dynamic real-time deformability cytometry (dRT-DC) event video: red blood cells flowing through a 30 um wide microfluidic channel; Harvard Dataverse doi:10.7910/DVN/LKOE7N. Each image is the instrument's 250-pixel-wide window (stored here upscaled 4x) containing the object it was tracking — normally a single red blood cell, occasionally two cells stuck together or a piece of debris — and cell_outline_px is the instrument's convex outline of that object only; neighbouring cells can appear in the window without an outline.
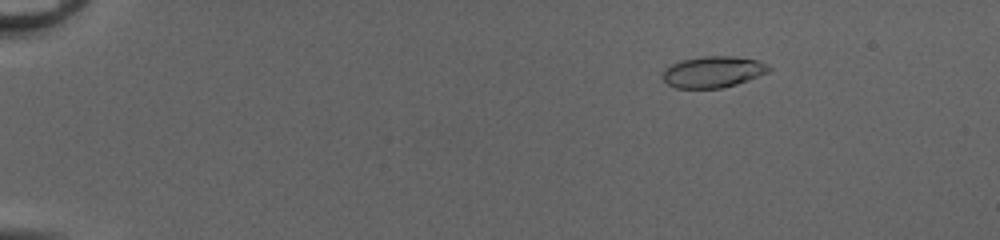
{"species": "common noctule bat (a hibernating species)", "species_latin": "Nyctalus noctula", "temperature_condition": "cold", "stored_images_in_passage": 52, "camera_frame_rate_fps": 3000, "um_per_image_px": 0.085, "animal": {"sex": "female", "body_mass_g": 20.0, "forearm_length_mm": 54.0}, "frame": {"image": 1, "passage_image": 9, "time_ms": 2.667, "image_size_px": [1000, 240], "cell_outline_px": [[772, 68], [768, 72], [748, 80], [736, 84], [720, 88], [676, 88], [668, 84], [664, 80], [664, 72], [672, 64], [680, 60], [704, 56], [736, 56], [756, 60], [768, 64]], "centroid_in_image_um": [60.65, 6.1], "position_along_channel_um": 24.4, "area_um2": 19.19}}
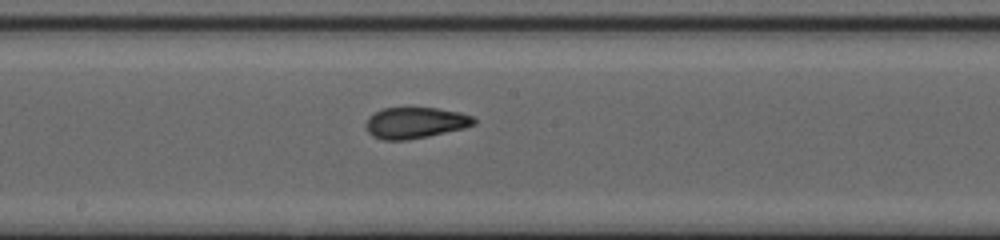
{"frame": {"image": 2, "passage_image": 31, "time_ms": 10.0, "image_size_px": [1000, 240], "cell_outline_px": [[476, 124], [464, 128], [428, 136], [408, 140], [384, 140], [372, 136], [368, 132], [364, 124], [368, 116], [384, 108], [436, 108], [460, 112], [472, 116], [476, 120]], "centroid_in_image_um": [35.28, 10.44], "position_along_channel_um": 212.9, "area_um2": 19.65}}
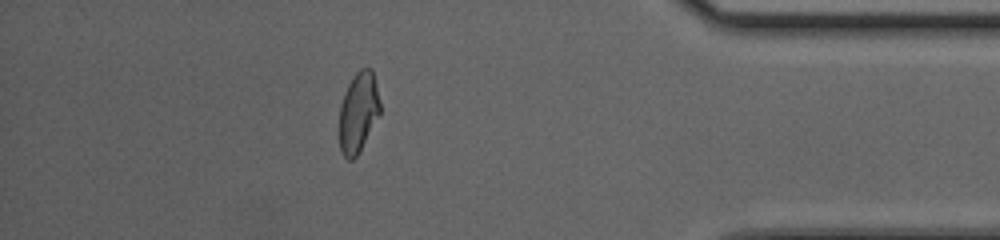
{"frame": {"image": 3, "passage_image": 47, "time_ms": 15.333, "image_size_px": [1000, 240], "cell_outline_px": [[380, 112], [360, 152], [352, 160], [348, 160], [344, 156], [340, 148], [340, 104], [344, 92], [352, 76], [360, 68], [372, 68], [380, 104]], "centroid_in_image_um": [30.45, 9.53], "position_along_channel_um": 404.8, "area_um2": 18.96}, "authors_computed_cell_mechanics": {"area_um2": 19.5364, "velocity_mm_per_s": 4.1611, "shape_relaxation_time_tau1_ms": null, "shape_relaxation_time_tau2_ms": 1.2918, "deformation_change_tau1": null, "deformation_change_tau2": 0.0752}}